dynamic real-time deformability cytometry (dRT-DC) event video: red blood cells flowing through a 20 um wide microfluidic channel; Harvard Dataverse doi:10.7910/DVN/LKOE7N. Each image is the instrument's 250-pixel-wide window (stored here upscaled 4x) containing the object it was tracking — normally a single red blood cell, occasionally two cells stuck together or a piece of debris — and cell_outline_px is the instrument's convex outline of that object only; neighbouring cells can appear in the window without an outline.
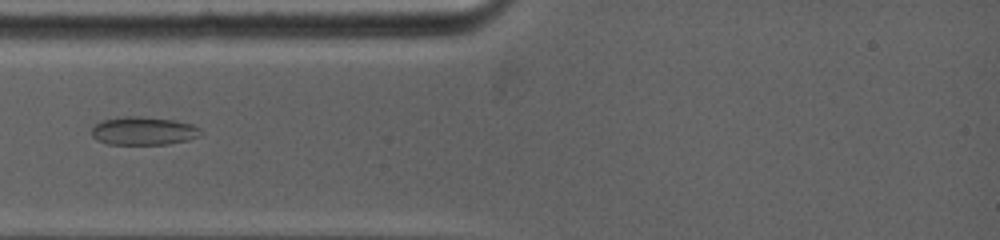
{"species": "common noctule bat (a hibernating species)", "species_latin": "Nyctalus noctula", "temperature_condition": "warm", "stored_images_in_passage": 7, "camera_frame_rate_fps": 5000, "um_per_image_px": 0.085, "animal": {"sex": "female", "body_mass_g": 19.0, "forearm_length_mm": 53.3}, "frame": {"image": 1, "passage_image": 1, "time_ms": 0.0, "image_size_px": [1000, 240], "cell_outline_px": [[200, 136], [188, 140], [168, 144], [108, 144], [96, 140], [92, 136], [92, 128], [100, 120], [124, 116], [140, 116], [176, 120], [192, 124], [200, 128]], "centroid_in_image_um": [12.19, 11.12], "position_along_channel_um": 72.8, "area_um2": 18.09}}
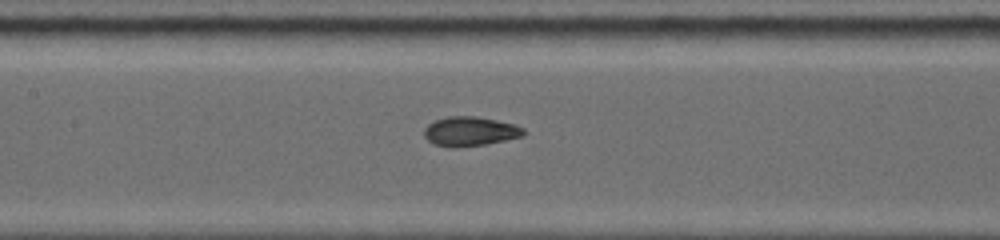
{"frame": {"image": 2, "passage_image": 5, "time_ms": 2.4, "image_size_px": [1000, 240], "cell_outline_px": [[528, 132], [524, 136], [484, 144], [456, 148], [452, 148], [432, 144], [424, 136], [424, 128], [428, 124], [436, 120], [448, 116], [476, 116], [516, 124], [524, 128]], "centroid_in_image_um": [39.97, 11.17], "position_along_channel_um": 167.4, "area_um2": 17.22}}
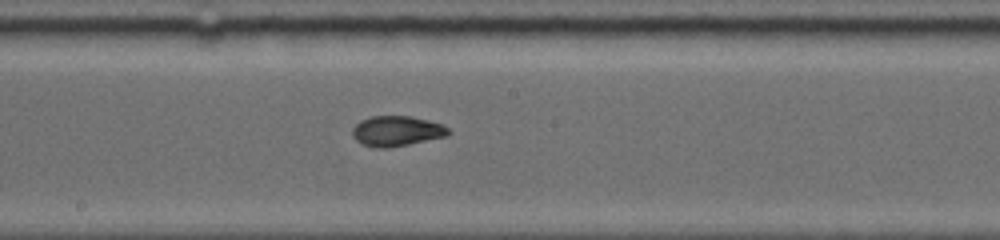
{"frame": {"image": 3, "passage_image": 7, "time_ms": 3.6, "image_size_px": [1000, 240], "cell_outline_px": [[452, 132], [448, 136], [388, 148], [372, 148], [360, 144], [352, 136], [352, 128], [360, 120], [372, 116], [412, 116], [428, 120], [440, 124], [448, 128]], "centroid_in_image_um": [33.69, 11.15], "position_along_channel_um": 214.5, "area_um2": 17.11}}